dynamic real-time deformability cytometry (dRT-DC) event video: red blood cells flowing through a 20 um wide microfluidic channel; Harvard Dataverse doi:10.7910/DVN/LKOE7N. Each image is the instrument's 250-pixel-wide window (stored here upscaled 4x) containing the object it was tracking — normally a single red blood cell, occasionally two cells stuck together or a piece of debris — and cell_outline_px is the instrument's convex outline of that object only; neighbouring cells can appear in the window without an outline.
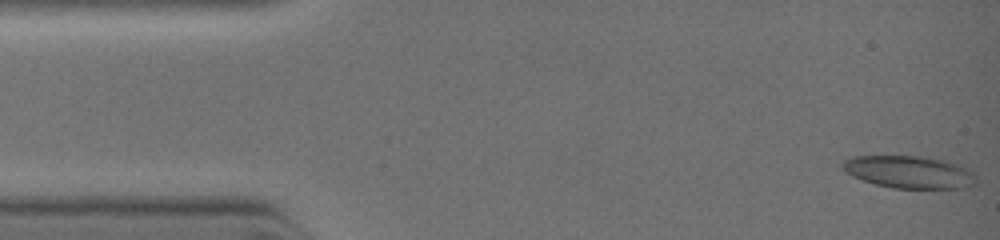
{"species": "common noctule bat (a hibernating species)", "species_latin": "Nyctalus noctula", "temperature_condition": "warm", "stored_images_in_passage": 9, "segment_of_instrument_passage": [1, 2], "camera_frame_rate_fps": 3000, "um_per_image_px": 0.085, "animal": {"sex": "female", "body_mass_g": 19.0, "forearm_length_mm": 51.5}, "frame": {"image": 1, "passage_image": 1, "time_ms": 0.0, "image_size_px": [1000, 240], "cell_outline_px": [[976, 184], [964, 188], [892, 188], [876, 184], [852, 176], [840, 164], [844, 160], [852, 156], [920, 156], [944, 160], [956, 164], [972, 172], [976, 176]], "centroid_in_image_um": [77.28, 14.62], "position_along_channel_um": 7.7, "area_um2": 25.03}}
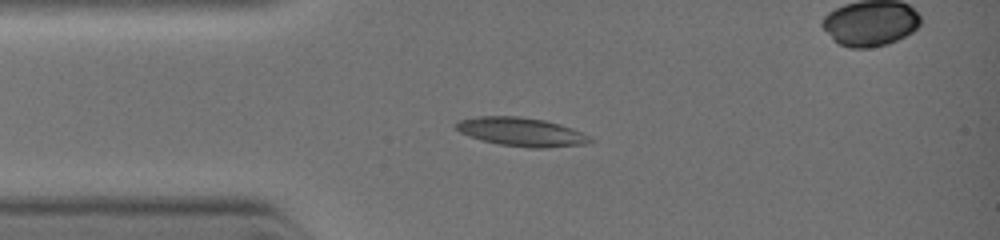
{"frame": {"image": 2, "passage_image": 7, "time_ms": 2.333, "image_size_px": [1000, 240], "cell_outline_px": [[592, 140], [584, 144], [544, 148], [532, 148], [500, 144], [484, 140], [460, 132], [456, 128], [456, 124], [460, 120], [476, 116], [520, 116], [544, 120], [560, 124], [572, 128], [580, 132]], "centroid_in_image_um": [44.3, 11.2], "position_along_channel_um": 40.7, "area_um2": 21.91}}